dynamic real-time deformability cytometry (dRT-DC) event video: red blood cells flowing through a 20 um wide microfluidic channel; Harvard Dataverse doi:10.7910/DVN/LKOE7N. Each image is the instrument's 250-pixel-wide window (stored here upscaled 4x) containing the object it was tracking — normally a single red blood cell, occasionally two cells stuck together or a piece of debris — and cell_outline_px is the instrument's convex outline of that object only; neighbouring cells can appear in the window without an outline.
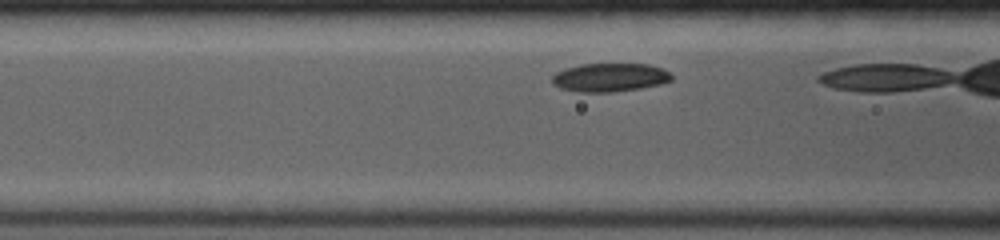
{"species": "common noctule bat (a hibernating species)", "species_latin": "Nyctalus noctula", "temperature_condition": "room temperature", "stored_images_in_passage": 24, "camera_frame_rate_fps": 4000, "um_per_image_px": 0.085, "animal": {"sex": "female", "body_mass_g": 19.0, "forearm_length_mm": 53.3}, "frame": {"image": 1, "passage_image": 4, "time_ms": 1.0, "image_size_px": [1000, 240], "cell_outline_px": [[672, 80], [660, 84], [640, 88], [612, 92], [580, 92], [560, 88], [552, 84], [552, 76], [556, 72], [564, 68], [580, 64], [648, 64], [660, 68], [668, 72], [672, 76]], "centroid_in_image_um": [51.79, 6.58], "position_along_channel_um": 114.8, "area_um2": 19.83}}